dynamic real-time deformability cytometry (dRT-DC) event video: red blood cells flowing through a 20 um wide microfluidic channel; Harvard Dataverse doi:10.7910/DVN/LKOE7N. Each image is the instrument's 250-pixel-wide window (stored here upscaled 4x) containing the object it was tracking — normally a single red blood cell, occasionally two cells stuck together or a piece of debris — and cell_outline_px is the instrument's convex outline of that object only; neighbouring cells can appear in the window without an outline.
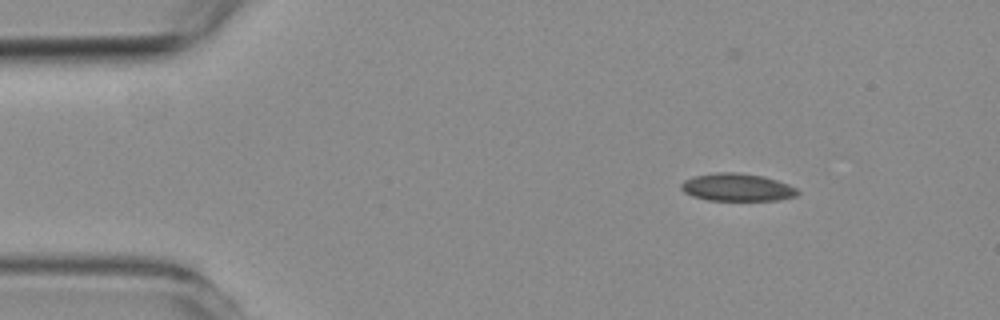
{"species": "common noctule bat (a hibernating species)", "species_latin": "Nyctalus noctula", "temperature_condition": "room temperature", "stored_images_in_passage": 4, "camera_frame_rate_fps": 3000, "um_per_image_px": 0.085, "animal": {"sex": "female", "body_mass_g": 19.3, "forearm_length_mm": 54.1}, "frame": {"image": 1, "passage_image": 2, "time_ms": 1.0, "image_size_px": [1000, 320], "cell_outline_px": [[800, 192], [796, 196], [780, 200], [708, 200], [692, 196], [684, 192], [680, 188], [680, 184], [684, 180], [692, 176], [716, 172], [736, 172], [764, 176], [788, 184], [796, 188]], "centroid_in_image_um": [62.63, 15.92], "position_along_channel_um": 22.4, "area_um2": 18.9}}